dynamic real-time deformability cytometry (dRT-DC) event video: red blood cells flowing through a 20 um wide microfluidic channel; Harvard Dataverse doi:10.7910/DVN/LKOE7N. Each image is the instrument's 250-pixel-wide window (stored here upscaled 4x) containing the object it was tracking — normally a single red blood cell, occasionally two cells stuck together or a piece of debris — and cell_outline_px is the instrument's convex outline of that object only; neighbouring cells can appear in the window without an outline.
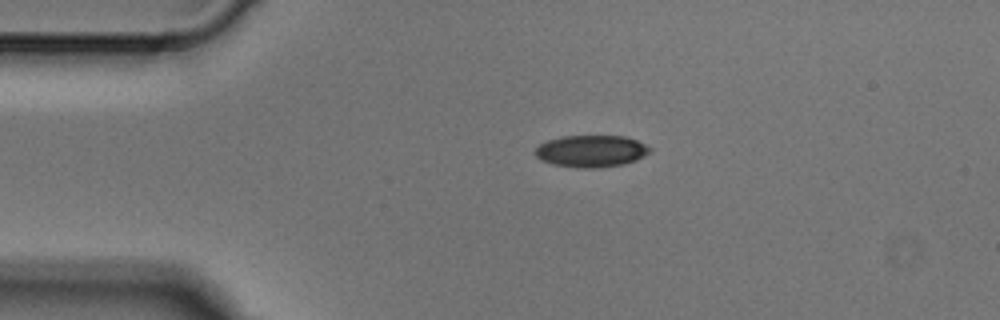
{"species": "Egyptian fruit bat (a non-hibernating species)", "species_latin": "Rousettus aegyptiacus", "temperature_condition": "cold", "stored_images_in_passage": 3, "camera_frame_rate_fps": 3000, "um_per_image_px": 0.085, "animal": {"sex": "male"}, "frame": {"image": 1, "passage_image": 2, "time_ms": 0.333, "image_size_px": [1000, 320], "cell_outline_px": [[652, 152], [636, 160], [624, 164], [596, 168], [576, 168], [552, 164], [540, 160], [532, 152], [540, 144], [548, 140], [560, 136], [624, 136], [636, 140], [652, 148]], "centroid_in_image_um": [50.24, 12.85], "position_along_channel_um": 34.8, "area_um2": 21.56}}